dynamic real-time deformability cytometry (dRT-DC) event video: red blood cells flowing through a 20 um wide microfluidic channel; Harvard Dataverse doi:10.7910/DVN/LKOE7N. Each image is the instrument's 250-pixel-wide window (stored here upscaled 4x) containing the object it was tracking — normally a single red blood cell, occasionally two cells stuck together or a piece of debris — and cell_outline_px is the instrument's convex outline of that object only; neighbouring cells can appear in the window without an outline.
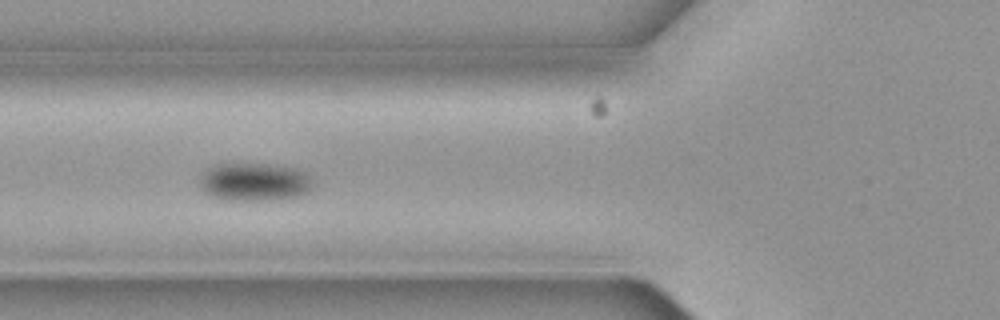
{"species": "common noctule bat (a hibernating species)", "species_latin": "Nyctalus noctula", "temperature_condition": "cold", "stored_images_in_passage": 10, "camera_frame_rate_fps": 3000, "um_per_image_px": 0.085, "animal": {"sex": "female", "body_mass_g": 19.3, "forearm_length_mm": 54.1}, "frame": {"image": 1, "passage_image": 6, "time_ms": 1.667, "image_size_px": [1000, 320], "cell_outline_px": [[316, 184], [308, 192], [296, 196], [272, 200], [232, 200], [212, 196], [204, 192], [200, 188], [200, 176], [208, 168], [216, 164], [268, 164], [300, 168], [308, 172]], "centroid_in_image_um": [21.7, 15.45], "position_along_channel_um": 104.1, "area_um2": 25.49}}
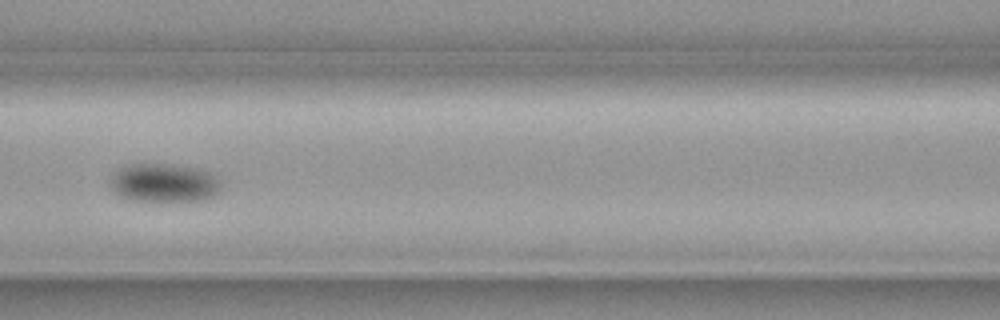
{"frame": {"image": 2, "passage_image": 7, "time_ms": 2.0, "image_size_px": [1000, 320], "cell_outline_px": [[220, 188], [212, 196], [204, 200], [128, 200], [112, 192], [108, 184], [108, 180], [120, 168], [132, 164], [168, 164], [196, 168], [208, 172], [220, 184]], "centroid_in_image_um": [13.84, 15.54], "position_along_channel_um": 152.8, "area_um2": 24.57}}